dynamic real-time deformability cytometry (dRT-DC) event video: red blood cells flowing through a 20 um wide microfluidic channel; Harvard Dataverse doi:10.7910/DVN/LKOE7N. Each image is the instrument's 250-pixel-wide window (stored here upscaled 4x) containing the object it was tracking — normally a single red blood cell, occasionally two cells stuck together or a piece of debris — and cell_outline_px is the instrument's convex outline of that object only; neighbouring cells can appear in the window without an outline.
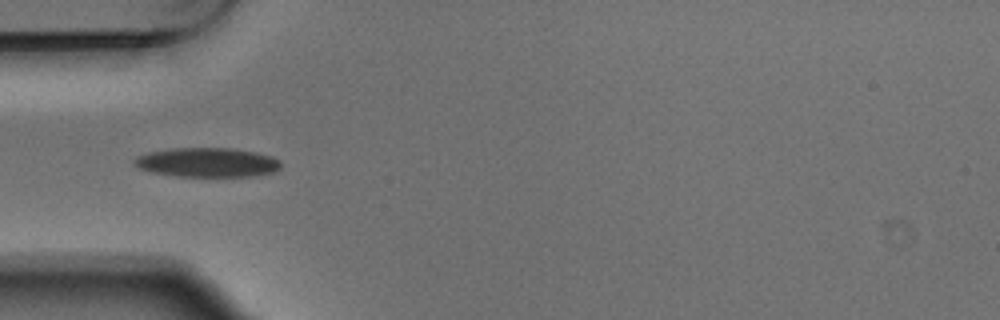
{"species": "Egyptian fruit bat (a non-hibernating species)", "species_latin": "Rousettus aegyptiacus", "temperature_condition": "warm", "stored_images_in_passage": 8, "camera_frame_rate_fps": 3000, "um_per_image_px": 0.085, "animal": {"sex": "male"}, "frame": {"image": 1, "passage_image": 5, "time_ms": 1.333, "image_size_px": [1000, 320], "cell_outline_px": [[280, 168], [272, 172], [252, 176], [176, 176], [152, 172], [140, 168], [132, 164], [132, 160], [136, 156], [148, 152], [172, 148], [232, 148], [256, 152], [272, 156], [280, 164]], "centroid_in_image_um": [17.56, 13.79], "position_along_channel_um": 67.4, "area_um2": 24.97}}
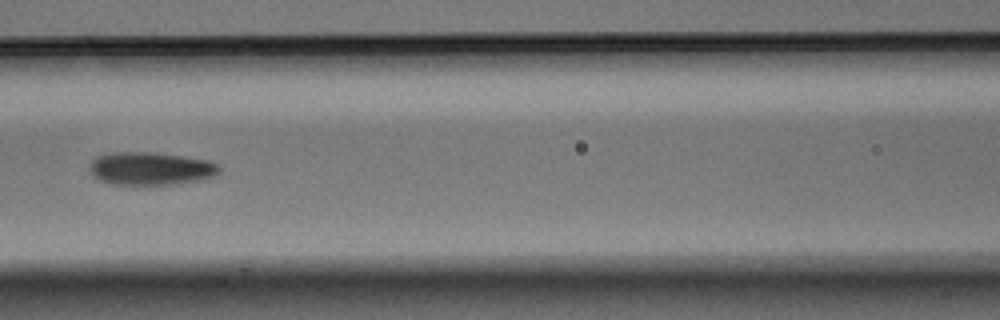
{"frame": {"image": 2, "passage_image": 7, "time_ms": 2.0, "image_size_px": [1000, 320], "cell_outline_px": [[220, 172], [216, 176], [204, 180], [176, 184], [112, 184], [100, 180], [92, 176], [88, 168], [92, 160], [96, 156], [112, 152], [156, 152], [208, 160], [220, 164]], "centroid_in_image_um": [12.84, 14.32], "position_along_channel_um": 153.8, "area_um2": 25.32}}
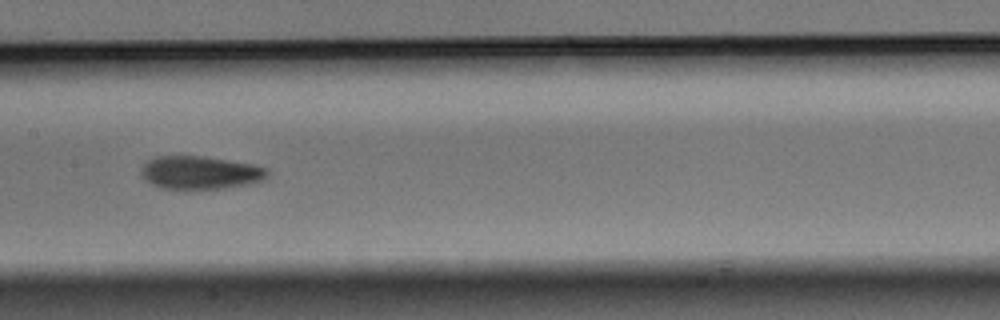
{"frame": {"image": 3, "passage_image": 8, "time_ms": 2.333, "image_size_px": [1000, 320], "cell_outline_px": [[268, 176], [260, 180], [248, 184], [200, 192], [184, 192], [160, 188], [144, 180], [140, 176], [140, 172], [144, 164], [148, 160], [156, 156], [204, 156], [252, 164], [268, 168]], "centroid_in_image_um": [16.95, 14.73], "position_along_channel_um": 190.4, "area_um2": 25.37}}